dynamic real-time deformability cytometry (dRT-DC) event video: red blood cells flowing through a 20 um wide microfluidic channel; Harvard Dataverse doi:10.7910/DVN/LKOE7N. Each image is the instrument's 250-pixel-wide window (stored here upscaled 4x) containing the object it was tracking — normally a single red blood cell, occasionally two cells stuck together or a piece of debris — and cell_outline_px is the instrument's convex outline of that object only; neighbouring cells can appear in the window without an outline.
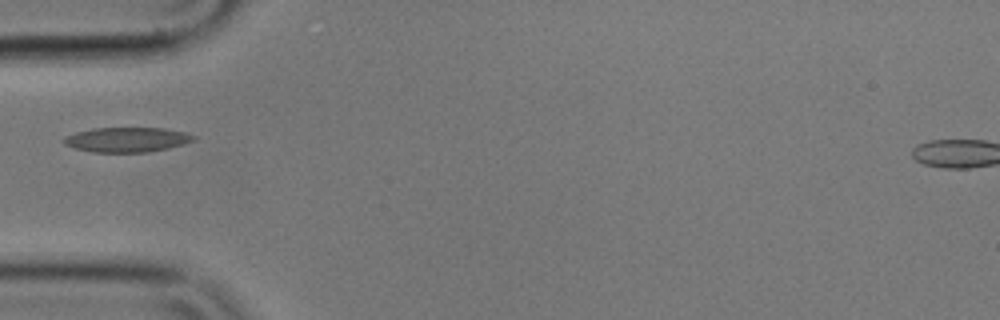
{"species": "common noctule bat (a hibernating species)", "species_latin": "Nyctalus noctula", "temperature_condition": "cold", "stored_images_in_passage": 39, "camera_frame_rate_fps": 3000, "um_per_image_px": 0.085, "animal": {"sex": "male", "body_mass_g": 17.9}, "frame": {"image": 1, "passage_image": 1, "time_ms": 0.0, "image_size_px": [1000, 320], "cell_outline_px": [[196, 140], [184, 144], [168, 148], [148, 152], [92, 152], [76, 148], [64, 144], [60, 140], [64, 136], [76, 132], [92, 128], [164, 128], [184, 132], [196, 136]], "centroid_in_image_um": [10.77, 11.87], "position_along_channel_um": 74.2, "area_um2": 18.84}}
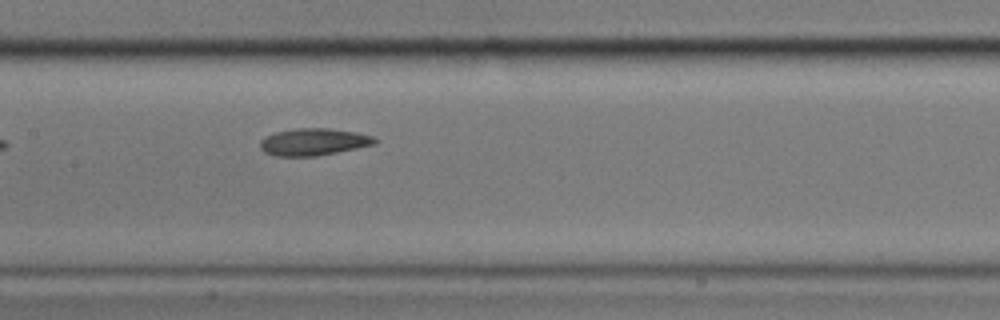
{"frame": {"image": 2, "passage_image": 10, "time_ms": 3.0, "image_size_px": [1000, 320], "cell_outline_px": [[376, 144], [316, 156], [272, 156], [264, 152], [260, 148], [260, 140], [264, 136], [276, 132], [296, 128], [328, 128], [356, 132], [372, 136], [376, 140]], "centroid_in_image_um": [26.6, 12.06], "position_along_channel_um": 180.8, "area_um2": 18.09}}
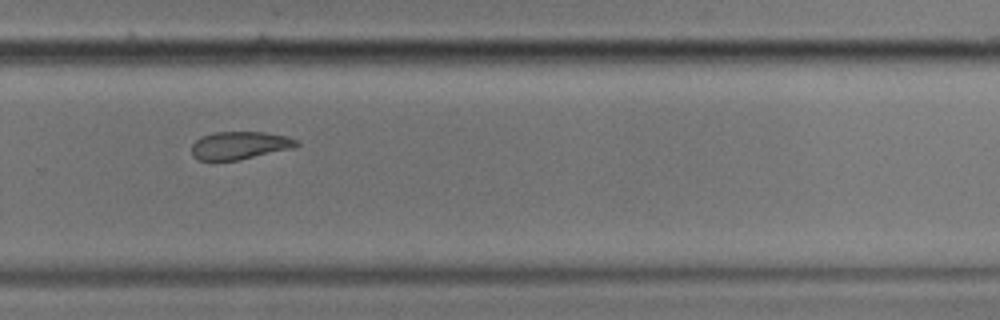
{"frame": {"image": 3, "passage_image": 21, "time_ms": 6.667, "image_size_px": [1000, 320], "cell_outline_px": [[300, 144], [296, 148], [236, 160], [196, 160], [192, 156], [192, 144], [200, 136], [216, 132], [264, 132], [288, 136], [296, 140]], "centroid_in_image_um": [20.38, 12.35], "position_along_channel_um": 309.4, "area_um2": 17.11}}